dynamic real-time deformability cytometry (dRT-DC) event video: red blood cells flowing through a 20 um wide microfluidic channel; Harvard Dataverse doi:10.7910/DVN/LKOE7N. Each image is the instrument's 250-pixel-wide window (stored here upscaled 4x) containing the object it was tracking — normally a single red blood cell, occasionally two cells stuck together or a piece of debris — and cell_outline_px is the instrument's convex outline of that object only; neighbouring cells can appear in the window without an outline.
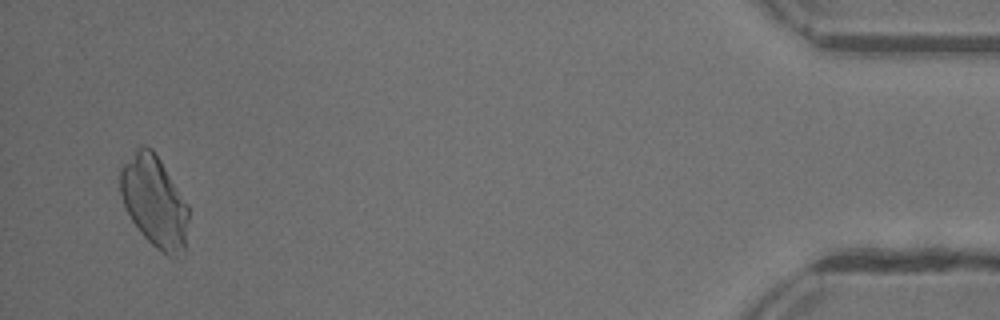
{"species": "common noctule bat (a hibernating species)", "species_latin": "Nyctalus noctula", "temperature_condition": "warm", "stored_images_in_passage": 43, "camera_frame_rate_fps": 3000, "um_per_image_px": 0.085, "animal": {"sex": "female"}, "frame": {"image": 1, "passage_image": 42, "time_ms": 13.667, "image_size_px": [1000, 320], "cell_outline_px": [[188, 220], [184, 252], [168, 256], [156, 248], [140, 232], [132, 220], [124, 204], [120, 192], [120, 168], [136, 148], [140, 144], [144, 144], [152, 148], [160, 160], [188, 204]], "centroid_in_image_um": [13.11, 17.09], "position_along_channel_um": 422.1, "area_um2": 36.01}}